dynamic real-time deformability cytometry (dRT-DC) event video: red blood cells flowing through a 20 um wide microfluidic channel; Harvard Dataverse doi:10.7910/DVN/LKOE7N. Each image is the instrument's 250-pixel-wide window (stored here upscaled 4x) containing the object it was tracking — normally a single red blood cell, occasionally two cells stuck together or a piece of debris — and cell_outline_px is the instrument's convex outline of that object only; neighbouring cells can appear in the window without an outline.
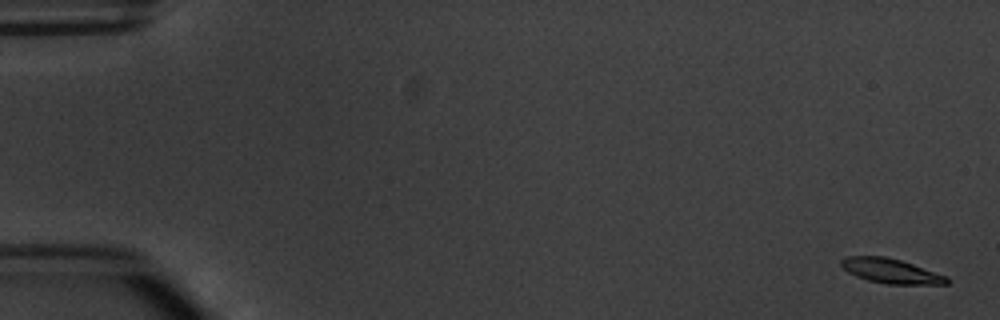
{"species": "common noctule bat (a hibernating species)", "species_latin": "Nyctalus noctula", "temperature_condition": "warm", "stored_images_in_passage": 5, "camera_frame_rate_fps": 3000, "um_per_image_px": 0.085, "animal": {"sex": "male", "body_mass_g": 20.1, "forearm_length_mm": 53.5}, "frame": {"image": 1, "passage_image": 1, "time_ms": 0.0, "image_size_px": [1000, 320], "cell_outline_px": [[948, 284], [888, 284], [868, 280], [856, 276], [848, 272], [840, 264], [840, 260], [848, 256], [884, 256], [900, 260], [948, 276]], "centroid_in_image_um": [75.72, 23.03], "position_along_channel_um": 9.3, "area_um2": 15.03}}